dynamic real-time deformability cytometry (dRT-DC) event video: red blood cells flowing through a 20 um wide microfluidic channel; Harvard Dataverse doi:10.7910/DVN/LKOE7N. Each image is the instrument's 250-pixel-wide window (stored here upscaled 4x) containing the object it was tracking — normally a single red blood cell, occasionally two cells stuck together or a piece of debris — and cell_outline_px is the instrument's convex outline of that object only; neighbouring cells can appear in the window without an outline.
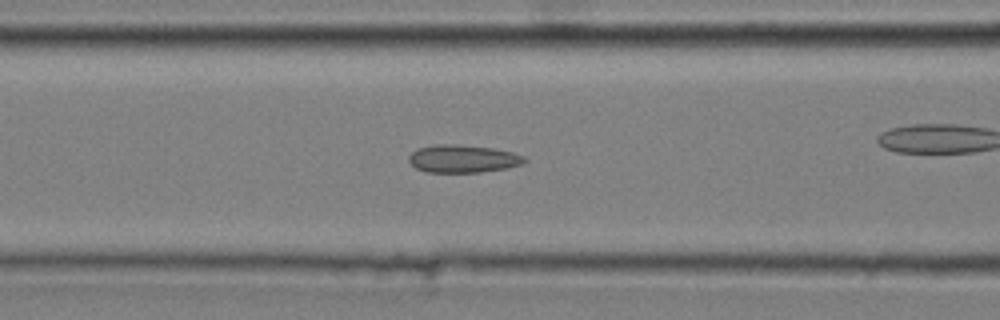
{"species": "common noctule bat (a hibernating species)", "species_latin": "Nyctalus noctula", "temperature_condition": "cold", "stored_images_in_passage": 25, "camera_frame_rate_fps": 3000, "um_per_image_px": 0.085, "animal": {"sex": "male", "body_mass_g": 20.4}, "frame": {"image": 1, "passage_image": 4, "time_ms": 1.0, "image_size_px": [1000, 320], "cell_outline_px": [[528, 160], [520, 164], [508, 168], [480, 172], [424, 172], [416, 168], [408, 160], [408, 156], [416, 148], [432, 144], [452, 144], [492, 148], [512, 152], [524, 156]], "centroid_in_image_um": [39.31, 13.49], "position_along_channel_um": 127.3, "area_um2": 18.79}}
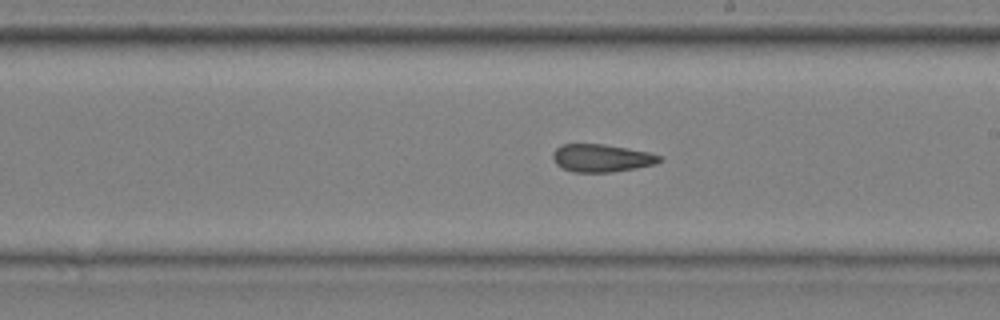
{"frame": {"image": 2, "passage_image": 13, "time_ms": 4.0, "image_size_px": [1000, 320], "cell_outline_px": [[664, 160], [656, 164], [636, 168], [612, 172], [572, 172], [556, 164], [552, 156], [552, 152], [560, 144], [604, 144], [628, 148], [648, 152], [664, 156]], "centroid_in_image_um": [51.17, 13.43], "position_along_channel_um": 237.8, "area_um2": 17.46}}
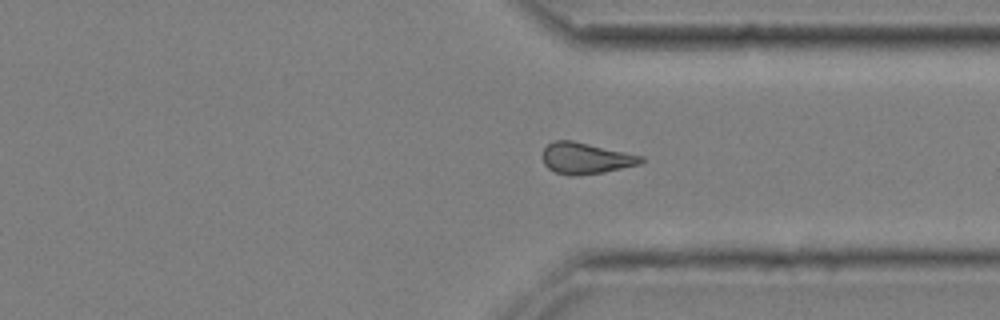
{"frame": {"image": 3, "passage_image": 23, "time_ms": 7.333, "image_size_px": [1000, 320], "cell_outline_px": [[644, 160], [640, 164], [604, 172], [576, 176], [572, 176], [556, 172], [548, 168], [544, 164], [544, 148], [548, 144], [556, 140], [572, 140], [644, 156]], "centroid_in_image_um": [49.81, 13.45], "position_along_channel_um": 361.6, "area_um2": 17.8}}